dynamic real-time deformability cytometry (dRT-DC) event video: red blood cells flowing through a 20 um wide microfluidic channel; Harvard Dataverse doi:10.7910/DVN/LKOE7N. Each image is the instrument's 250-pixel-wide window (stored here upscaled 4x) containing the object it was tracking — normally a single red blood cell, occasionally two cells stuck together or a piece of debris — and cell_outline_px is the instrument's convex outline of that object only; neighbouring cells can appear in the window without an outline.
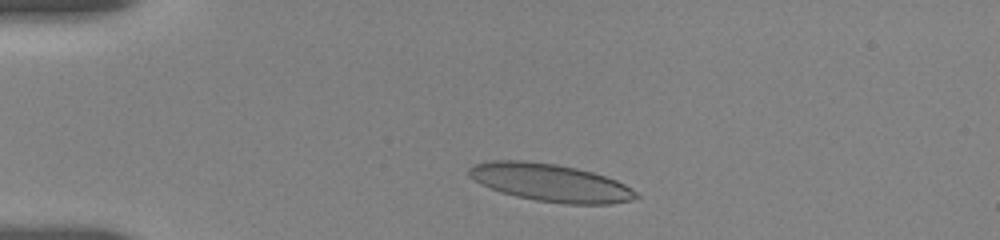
{"species": "human", "species_latin": "Homo sapiens", "temperature_condition": "room temperature", "stored_images_in_passage": 14, "camera_frame_rate_fps": 3000, "um_per_image_px": 0.085, "donor": {"sex": "female"}, "frame": {"image": 1, "passage_image": 6, "time_ms": 1.333, "image_size_px": [1000, 240], "cell_outline_px": [[640, 196], [632, 200], [612, 204], [564, 204], [536, 200], [516, 196], [500, 192], [480, 184], [472, 180], [468, 176], [468, 168], [476, 164], [492, 160], [524, 160], [556, 164], [576, 168], [592, 172], [616, 180], [632, 188]], "centroid_in_image_um": [46.77, 15.53], "position_along_channel_um": 38.2, "area_um2": 36.82}}